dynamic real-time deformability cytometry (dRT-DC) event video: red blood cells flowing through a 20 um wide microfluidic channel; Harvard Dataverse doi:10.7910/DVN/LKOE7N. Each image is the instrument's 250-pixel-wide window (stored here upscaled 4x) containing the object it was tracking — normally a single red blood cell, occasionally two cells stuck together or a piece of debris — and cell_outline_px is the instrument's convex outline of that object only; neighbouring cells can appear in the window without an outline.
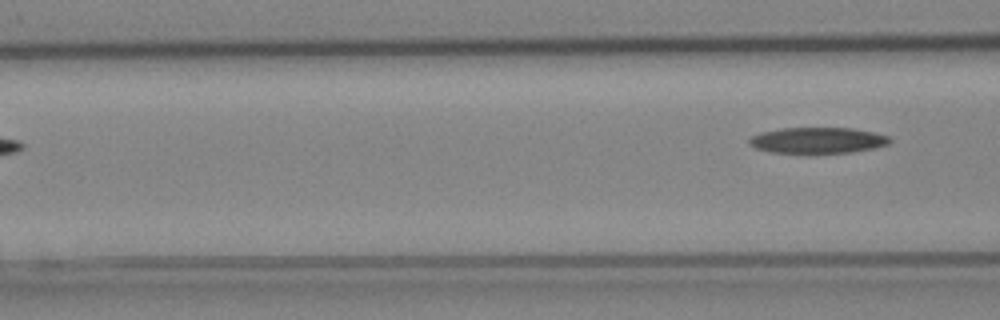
{"species": "Egyptian fruit bat (a non-hibernating species)", "species_latin": "Rousettus aegyptiacus", "temperature_condition": "cold", "stored_images_in_passage": 6, "camera_frame_rate_fps": 3000, "um_per_image_px": 0.085, "animal": {"sex": "female"}, "frame": {"image": 1, "passage_image": 6, "time_ms": 1.667, "image_size_px": [1000, 320], "cell_outline_px": [[892, 140], [888, 144], [872, 148], [852, 152], [808, 156], [768, 152], [756, 148], [748, 140], [752, 136], [760, 132], [780, 128], [852, 128], [872, 132], [888, 136]], "centroid_in_image_um": [69.45, 11.97], "position_along_channel_um": 97.1, "area_um2": 22.08}}